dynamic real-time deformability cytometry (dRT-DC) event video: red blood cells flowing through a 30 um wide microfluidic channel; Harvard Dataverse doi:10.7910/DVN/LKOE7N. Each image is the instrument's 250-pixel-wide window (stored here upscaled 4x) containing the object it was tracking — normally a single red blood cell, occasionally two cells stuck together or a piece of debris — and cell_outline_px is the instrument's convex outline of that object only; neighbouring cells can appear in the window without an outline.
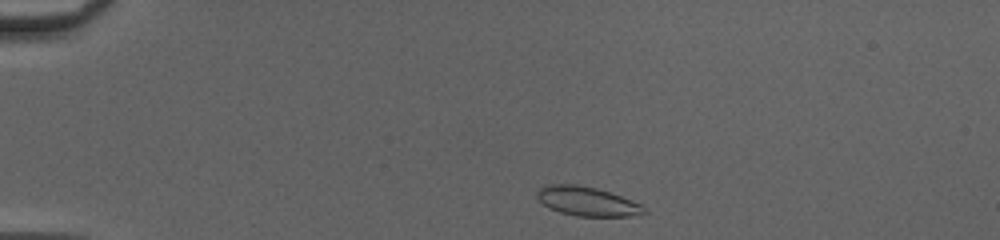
{"species": "common noctule bat (a hibernating species)", "species_latin": "Nyctalus noctula", "temperature_condition": "cold", "stored_images_in_passage": 40, "camera_frame_rate_fps": 3000, "um_per_image_px": 0.085, "animal": {"sex": "female", "body_mass_g": 20.0, "forearm_length_mm": 54.0}, "frame": {"image": 1, "passage_image": 1, "time_ms": 0.0, "image_size_px": [1000, 240], "cell_outline_px": [[648, 212], [632, 216], [576, 216], [560, 212], [548, 208], [536, 196], [536, 192], [544, 184], [576, 184], [596, 188], [632, 200], [640, 204]], "centroid_in_image_um": [49.87, 17.11], "position_along_channel_um": 35.1, "area_um2": 18.15}}
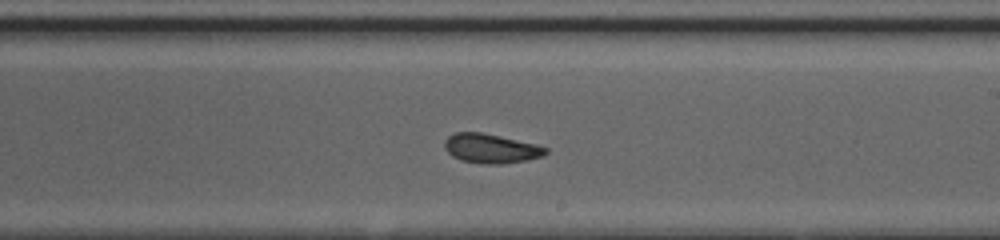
{"frame": {"image": 2, "passage_image": 21, "time_ms": 6.667, "image_size_px": [1000, 240], "cell_outline_px": [[548, 152], [544, 156], [528, 160], [504, 164], [484, 164], [460, 160], [452, 156], [444, 148], [444, 140], [448, 136], [456, 132], [480, 132], [500, 136], [536, 144], [548, 148]], "centroid_in_image_um": [41.73, 12.63], "position_along_channel_um": 247.3, "area_um2": 17.46}}
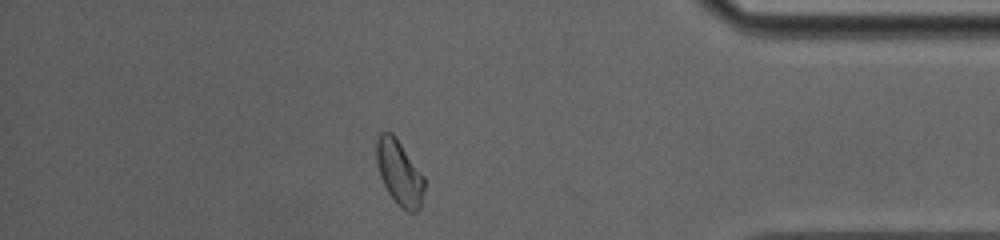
{"frame": {"image": 3, "passage_image": 34, "time_ms": 11.0, "image_size_px": [1000, 240], "cell_outline_px": [[424, 188], [420, 208], [416, 212], [408, 212], [388, 192], [380, 176], [376, 160], [376, 140], [380, 132], [392, 132], [396, 136], [424, 176]], "centroid_in_image_um": [33.94, 14.63], "position_along_channel_um": 401.3, "area_um2": 17.92}, "authors_computed_cell_mechanics": {"area_um2": 17.8891, "velocity_mm_per_s": 4.1736, "shape_relaxation_time_tau1_ms": 7.8114, "shape_relaxation_time_tau2_ms": 2.1975, "deformation_change_tau1": 0.1369, "deformation_change_tau2": 0.0813}}